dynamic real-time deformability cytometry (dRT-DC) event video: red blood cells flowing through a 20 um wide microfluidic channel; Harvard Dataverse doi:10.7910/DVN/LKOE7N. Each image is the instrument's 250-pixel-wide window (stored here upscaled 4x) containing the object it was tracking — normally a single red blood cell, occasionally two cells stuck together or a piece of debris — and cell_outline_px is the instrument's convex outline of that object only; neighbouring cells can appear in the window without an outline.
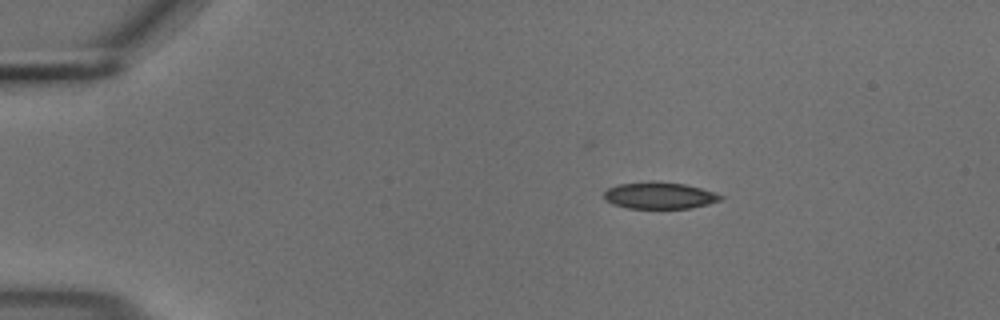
{"species": "common noctule bat (a hibernating species)", "species_latin": "Nyctalus noctula", "temperature_condition": "cold", "stored_images_in_passage": 45, "camera_frame_rate_fps": 3000, "um_per_image_px": 0.085, "animal": {"sex": "male", "body_mass_g": 18.8}, "frame": {"image": 1, "passage_image": 1, "time_ms": 0.0, "image_size_px": [1000, 320], "cell_outline_px": [[724, 196], [720, 200], [708, 204], [692, 208], [628, 208], [612, 204], [604, 200], [604, 192], [608, 188], [616, 184], [652, 180], [684, 184], [700, 188]], "centroid_in_image_um": [56.0, 16.6], "position_along_channel_um": 29.0, "area_um2": 18.26}}
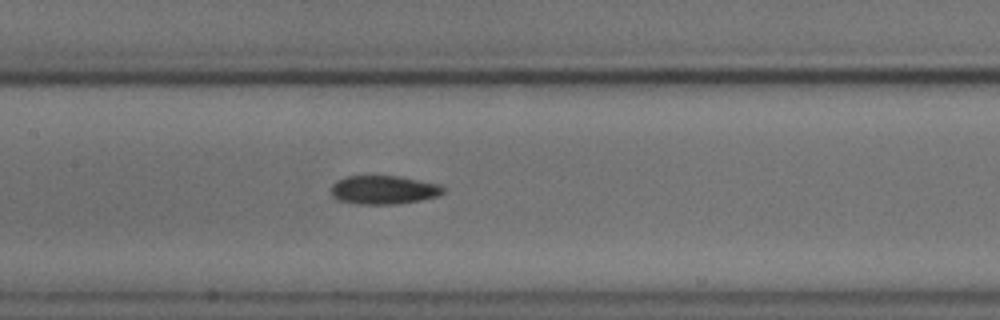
{"frame": {"image": 2, "passage_image": 18, "time_ms": 5.667, "image_size_px": [1000, 320], "cell_outline_px": [[444, 192], [436, 196], [420, 200], [396, 204], [356, 204], [336, 200], [332, 196], [332, 184], [336, 180], [344, 176], [400, 176], [440, 184], [444, 188]], "centroid_in_image_um": [32.58, 16.13], "position_along_channel_um": 174.8, "area_um2": 18.84}}
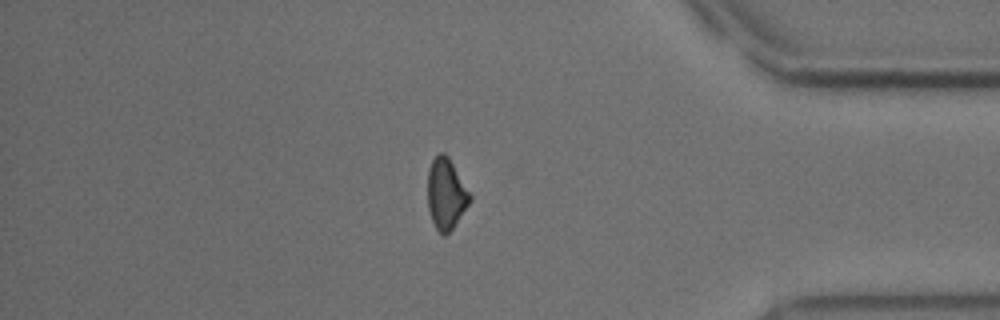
{"frame": {"image": 3, "passage_image": 38, "time_ms": 12.333, "image_size_px": [1000, 320], "cell_outline_px": [[472, 200], [452, 228], [444, 236], [436, 228], [432, 220], [428, 208], [428, 168], [432, 160], [440, 152], [444, 152], [448, 156], [472, 196]], "centroid_in_image_um": [37.91, 16.46], "position_along_channel_um": 397.3, "area_um2": 17.28}, "authors_computed_cell_mechanics": {"area_um2": 18.4382, "velocity_mm_per_s": 3.7191, "shape_relaxation_time_tau1_ms": 3.6535, "shape_relaxation_time_tau2_ms": 6.0385, "deformation_change_tau1": 0.1054, "deformation_change_tau2": 0.121}}